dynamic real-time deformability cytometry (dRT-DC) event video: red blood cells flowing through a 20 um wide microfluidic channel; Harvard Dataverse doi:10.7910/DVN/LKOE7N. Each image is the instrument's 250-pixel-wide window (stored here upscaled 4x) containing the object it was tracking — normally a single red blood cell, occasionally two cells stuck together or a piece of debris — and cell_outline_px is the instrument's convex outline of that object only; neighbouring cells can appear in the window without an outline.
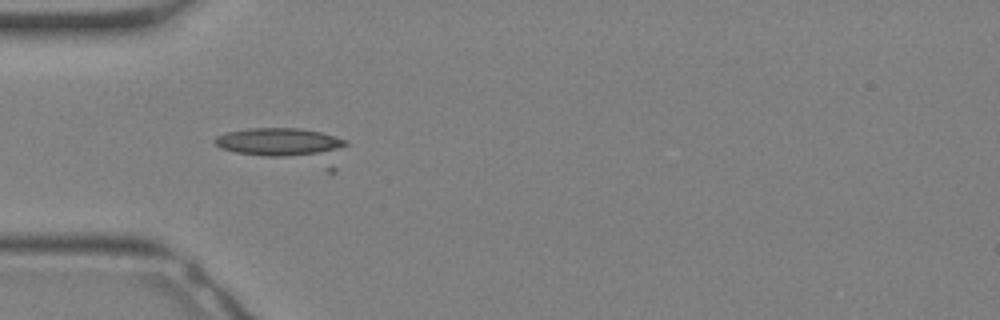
{"species": "Egyptian fruit bat (a non-hibernating species)", "species_latin": "Rousettus aegyptiacus", "temperature_condition": "warm", "stored_images_in_passage": 13, "camera_frame_rate_fps": 3000, "um_per_image_px": 0.085, "animal": {"sex": "female"}, "frame": {"image": 1, "passage_image": 7, "time_ms": 2.0, "image_size_px": [1000, 320], "cell_outline_px": [[348, 144], [328, 152], [288, 156], [264, 156], [236, 152], [220, 148], [212, 140], [216, 136], [228, 132], [248, 128], [300, 128], [320, 132], [348, 140]], "centroid_in_image_um": [23.67, 12.05], "position_along_channel_um": 61.3, "area_um2": 20.98}}